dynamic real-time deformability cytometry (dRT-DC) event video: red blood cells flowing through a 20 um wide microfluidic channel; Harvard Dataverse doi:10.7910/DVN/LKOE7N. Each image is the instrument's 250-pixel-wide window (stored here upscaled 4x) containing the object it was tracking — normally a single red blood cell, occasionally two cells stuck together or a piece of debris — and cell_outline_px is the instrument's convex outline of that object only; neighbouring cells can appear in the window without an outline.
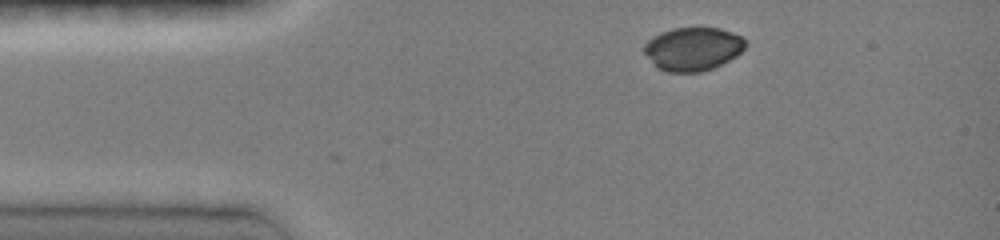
{"species": "common noctule bat (a hibernating species)", "species_latin": "Nyctalus noctula", "temperature_condition": "room temperature", "stored_images_in_passage": 65, "camera_frame_rate_fps": 3000, "um_per_image_px": 0.085, "animal": {"sex": "female", "body_mass_g": 19.0, "forearm_length_mm": 51.5}, "frame": {"image": 1, "passage_image": 1, "time_ms": 0.0, "image_size_px": [1000, 240], "cell_outline_px": [[748, 44], [736, 56], [712, 68], [700, 72], [664, 72], [656, 68], [652, 64], [644, 52], [644, 44], [648, 40], [660, 32], [672, 28], [720, 28], [732, 32], [740, 36]], "centroid_in_image_um": [58.86, 4.16], "position_along_channel_um": 26.1, "area_um2": 25.66}}
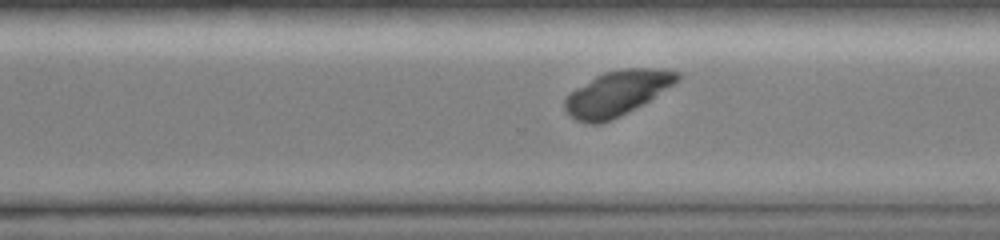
{"frame": {"image": 2, "passage_image": 46, "time_ms": 8.333, "image_size_px": [1000, 240], "cell_outline_px": [[684, 76], [680, 80], [648, 100], [612, 120], [600, 124], [588, 124], [576, 120], [564, 108], [564, 100], [576, 88], [596, 76], [604, 72], [620, 68], [660, 68], [680, 72]], "centroid_in_image_um": [52.48, 7.9], "position_along_channel_um": 318.1, "area_um2": 29.19}}
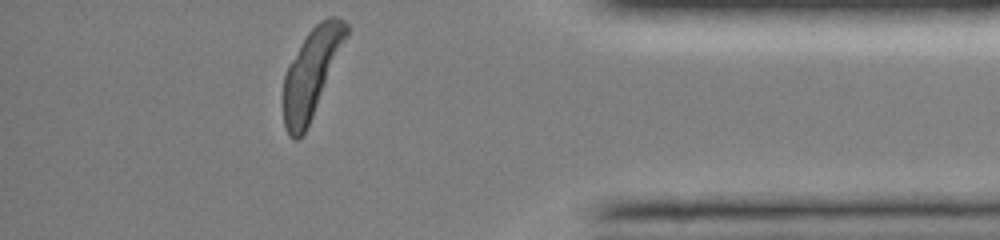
{"frame": {"image": 3, "passage_image": 63, "time_ms": 11.0, "image_size_px": [1000, 240], "cell_outline_px": [[348, 36], [312, 116], [304, 132], [296, 140], [292, 140], [284, 124], [284, 76], [288, 64], [300, 44], [308, 32], [320, 20], [328, 16], [336, 16], [344, 20], [348, 24]], "centroid_in_image_um": [26.48, 6.13], "position_along_channel_um": 408.7, "area_um2": 31.67}}